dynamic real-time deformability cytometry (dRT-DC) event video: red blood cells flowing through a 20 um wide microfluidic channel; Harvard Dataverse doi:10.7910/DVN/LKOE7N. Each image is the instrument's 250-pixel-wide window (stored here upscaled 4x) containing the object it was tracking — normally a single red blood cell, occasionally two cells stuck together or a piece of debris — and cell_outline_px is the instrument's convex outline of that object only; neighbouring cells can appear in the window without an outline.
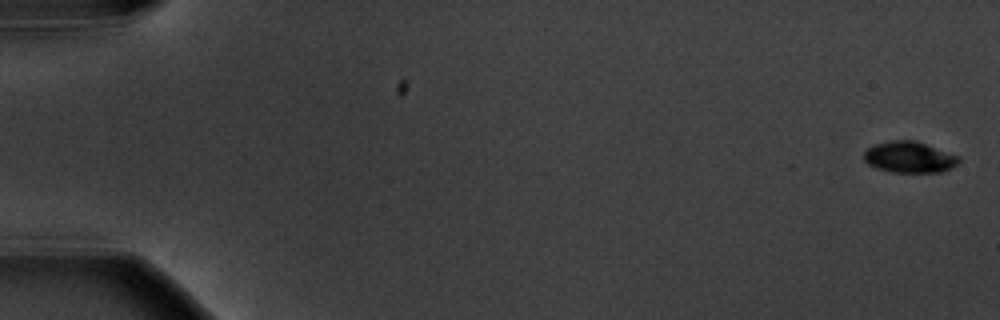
{"species": "common noctule bat (a hibernating species)", "species_latin": "Nyctalus noctula", "temperature_condition": "warm", "stored_images_in_passage": 6, "camera_frame_rate_fps": 3000, "um_per_image_px": 0.085, "animal": {"sex": "male", "body_mass_g": 20.1, "forearm_length_mm": 53.5}, "frame": {"image": 1, "passage_image": 1, "time_ms": 0.0, "image_size_px": [1000, 320], "cell_outline_px": [[960, 160], [952, 168], [940, 172], [892, 172], [876, 168], [868, 164], [864, 160], [864, 152], [868, 148], [876, 144], [892, 140], [916, 140], [960, 156]], "centroid_in_image_um": [77.31, 13.35], "position_along_channel_um": 7.7, "area_um2": 17.28}}
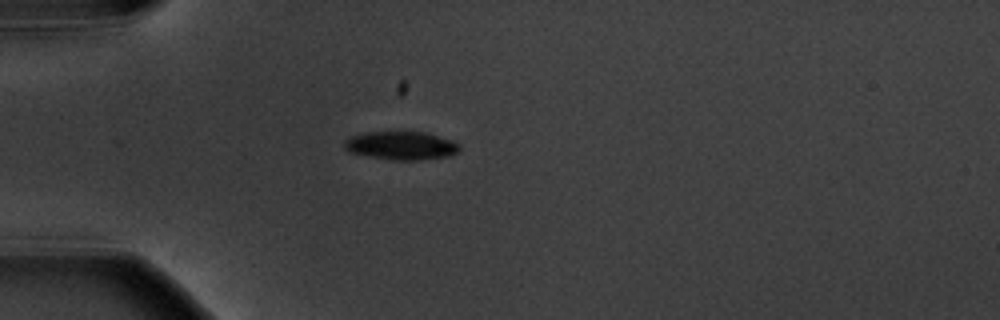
{"frame": {"image": 2, "passage_image": 5, "time_ms": 5.333, "image_size_px": [1000, 320], "cell_outline_px": [[460, 148], [456, 152], [448, 156], [416, 160], [392, 160], [348, 152], [344, 148], [344, 140], [352, 136], [368, 132], [424, 132], [452, 140], [460, 144]], "centroid_in_image_um": [34.08, 12.37], "position_along_channel_um": 50.9, "area_um2": 18.84}}